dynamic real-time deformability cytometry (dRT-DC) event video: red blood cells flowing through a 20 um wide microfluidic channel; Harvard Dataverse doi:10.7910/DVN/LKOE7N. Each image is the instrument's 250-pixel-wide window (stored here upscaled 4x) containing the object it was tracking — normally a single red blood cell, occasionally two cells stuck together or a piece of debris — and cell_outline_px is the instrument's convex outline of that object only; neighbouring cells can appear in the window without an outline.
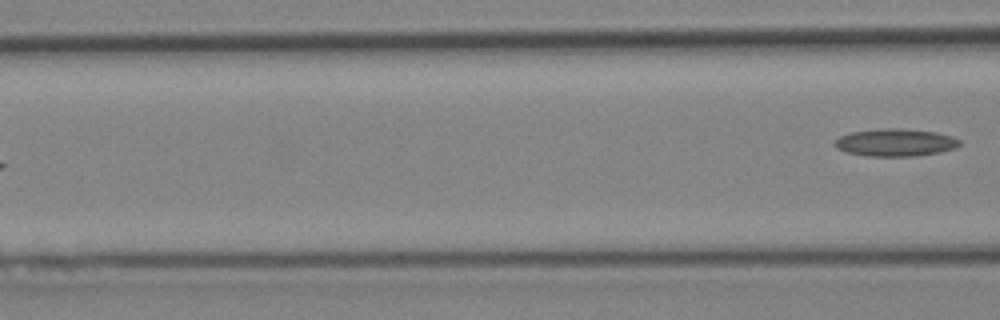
{"species": "Egyptian fruit bat (a non-hibernating species)", "species_latin": "Rousettus aegyptiacus", "temperature_condition": "cold", "stored_images_in_passage": 5, "camera_frame_rate_fps": 3000, "um_per_image_px": 0.085, "animal": {"sex": "female"}, "frame": {"image": 1, "passage_image": 5, "time_ms": 5.667, "image_size_px": [1000, 320], "cell_outline_px": [[960, 144], [956, 148], [940, 152], [916, 156], [868, 156], [844, 152], [836, 148], [832, 144], [840, 136], [852, 132], [884, 128], [900, 128], [936, 132], [952, 136], [960, 140]], "centroid_in_image_um": [76.1, 12.12], "position_along_channel_um": 90.5, "area_um2": 20.11}}